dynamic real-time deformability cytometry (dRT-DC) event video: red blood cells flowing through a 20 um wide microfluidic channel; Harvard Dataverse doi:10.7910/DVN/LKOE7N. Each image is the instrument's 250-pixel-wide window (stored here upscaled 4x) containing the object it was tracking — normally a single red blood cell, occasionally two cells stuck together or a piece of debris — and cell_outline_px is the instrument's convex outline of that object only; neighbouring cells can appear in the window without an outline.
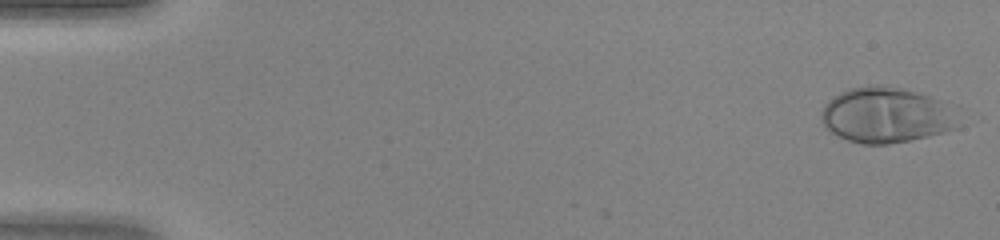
{"species": "human", "species_latin": "Homo sapiens", "temperature_condition": "warm", "stored_images_in_passage": 47, "camera_frame_rate_fps": 3000, "um_per_image_px": 0.085, "donor": {"sex": "female"}, "frame": {"image": 1, "passage_image": 2, "time_ms": 0.333, "image_size_px": [1000, 240], "cell_outline_px": [[960, 128], [928, 136], [888, 144], [860, 144], [848, 140], [824, 128], [820, 120], [820, 112], [824, 104], [832, 96], [848, 88], [868, 84], [884, 84], [904, 88], [940, 100], [948, 104], [952, 108], [960, 124]], "centroid_in_image_um": [75.29, 9.76], "position_along_channel_um": 9.7, "area_um2": 45.03}}
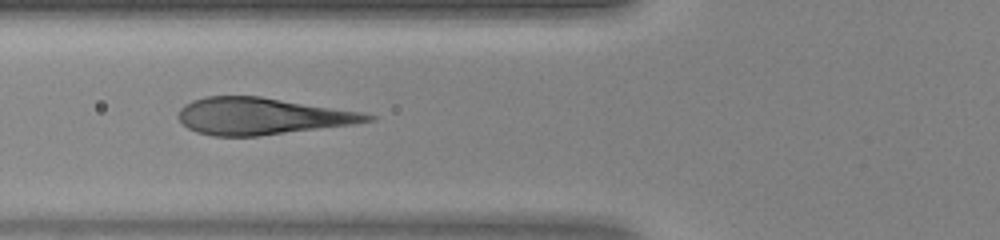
{"frame": {"image": 2, "passage_image": 19, "time_ms": 6.0, "image_size_px": [1000, 240], "cell_outline_px": [[376, 120], [352, 124], [256, 136], [212, 136], [196, 132], [188, 128], [176, 116], [180, 108], [184, 104], [192, 100], [204, 96], [260, 96], [364, 112], [376, 116]], "centroid_in_image_um": [22.23, 9.86], "position_along_channel_um": 103.6, "area_um2": 40.58}}
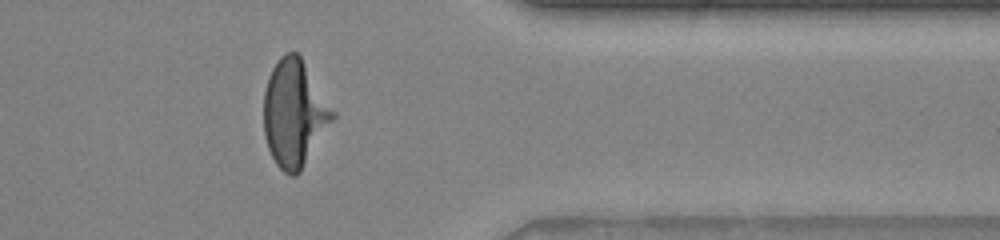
{"frame": {"image": 3, "passage_image": 39, "time_ms": 12.667, "image_size_px": [1000, 240], "cell_outline_px": [[336, 116], [300, 172], [296, 176], [292, 176], [284, 172], [276, 164], [268, 148], [264, 136], [264, 92], [268, 76], [272, 68], [280, 56], [288, 52], [296, 52], [300, 56], [336, 112]], "centroid_in_image_um": [25.02, 9.64], "position_along_channel_um": 386.4, "area_um2": 42.83}}